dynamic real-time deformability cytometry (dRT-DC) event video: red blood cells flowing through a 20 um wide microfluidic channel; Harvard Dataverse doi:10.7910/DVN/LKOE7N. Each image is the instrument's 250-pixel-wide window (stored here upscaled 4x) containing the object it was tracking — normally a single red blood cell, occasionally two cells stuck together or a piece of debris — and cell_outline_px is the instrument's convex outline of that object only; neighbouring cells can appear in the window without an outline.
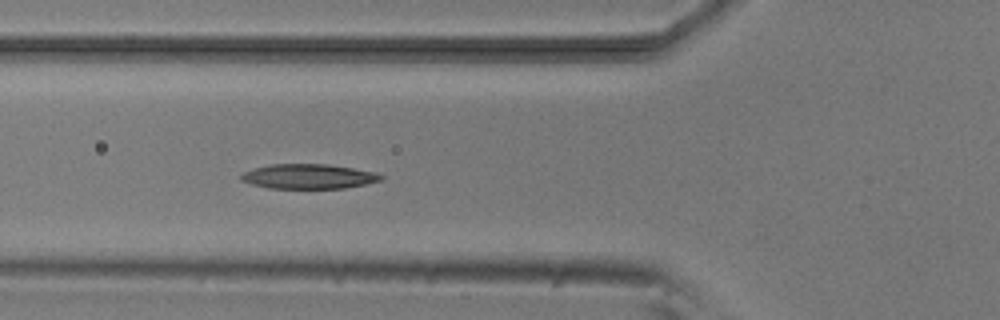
{"species": "common noctule bat (a hibernating species)", "species_latin": "Nyctalus noctula", "temperature_condition": "room temperature", "stored_images_in_passage": 7, "segment_of_instrument_passage": [1, 2], "camera_frame_rate_fps": 3000, "um_per_image_px": 0.085, "animal": {"sex": "male", "body_mass_g": 20.5, "forearm_length_mm": 52.5}, "frame": {"image": 1, "passage_image": 6, "time_ms": 5.667, "image_size_px": [1000, 320], "cell_outline_px": [[384, 180], [344, 188], [268, 188], [252, 184], [240, 180], [240, 176], [244, 172], [256, 168], [272, 164], [328, 164], [376, 172], [384, 176]], "centroid_in_image_um": [26.26, 14.99], "position_along_channel_um": 99.5, "area_um2": 20.06}}